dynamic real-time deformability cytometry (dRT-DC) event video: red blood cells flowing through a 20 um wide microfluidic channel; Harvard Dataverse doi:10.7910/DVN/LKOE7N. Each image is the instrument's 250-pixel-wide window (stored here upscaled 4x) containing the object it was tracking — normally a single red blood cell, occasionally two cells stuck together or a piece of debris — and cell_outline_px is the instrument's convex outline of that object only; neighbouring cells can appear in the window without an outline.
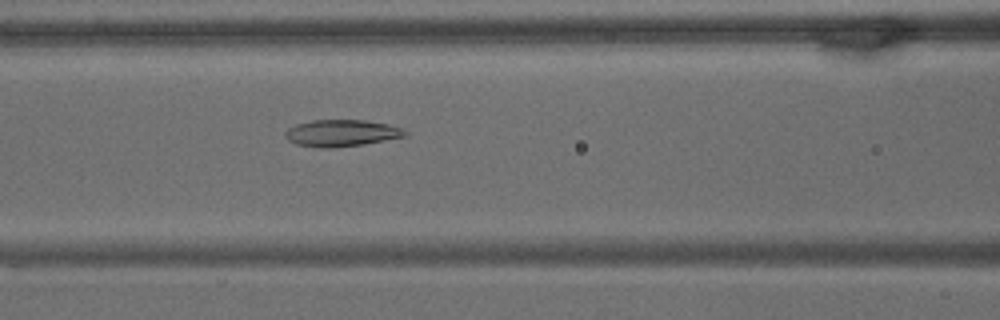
{"species": "common noctule bat (a hibernating species)", "species_latin": "Nyctalus noctula", "temperature_condition": "warm", "stored_images_in_passage": 55, "camera_frame_rate_fps": 3000, "um_per_image_px": 0.085, "animal": {"sex": "male", "body_mass_g": 15.6}, "frame": {"image": 1, "passage_image": 17, "time_ms": 5.333, "image_size_px": [1000, 320], "cell_outline_px": [[408, 132], [404, 136], [364, 144], [332, 148], [316, 148], [296, 144], [288, 140], [284, 136], [284, 132], [288, 128], [296, 124], [312, 120], [368, 120], [388, 124], [400, 128]], "centroid_in_image_um": [28.97, 11.31], "position_along_channel_um": 137.6, "area_um2": 18.73}}
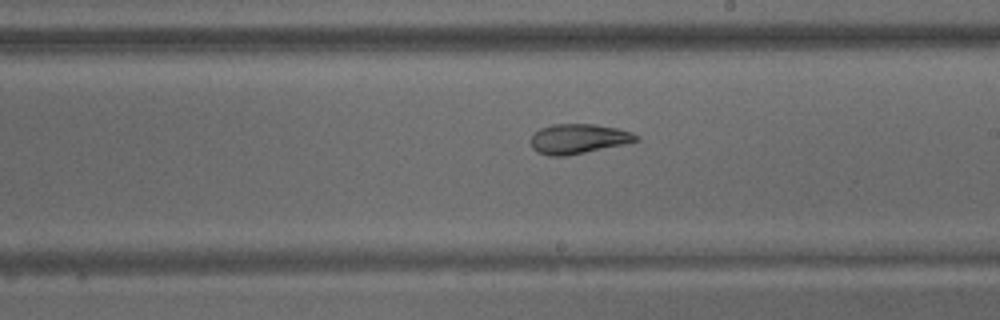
{"frame": {"image": 2, "passage_image": 27, "time_ms": 8.667, "image_size_px": [1000, 320], "cell_outline_px": [[640, 140], [624, 144], [564, 156], [548, 156], [536, 152], [532, 148], [532, 136], [540, 128], [552, 124], [596, 124], [616, 128], [632, 132], [640, 136]], "centroid_in_image_um": [49.17, 11.79], "position_along_channel_um": 239.8, "area_um2": 18.21}}
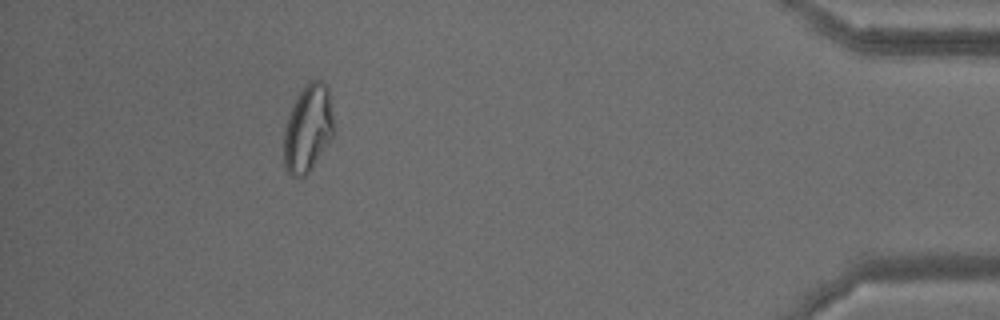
{"frame": {"image": 3, "passage_image": 49, "time_ms": 16.0, "image_size_px": [1000, 320], "cell_outline_px": [[332, 136], [312, 168], [304, 176], [292, 176], [284, 168], [284, 128], [288, 116], [296, 96], [308, 80], [320, 80], [328, 88], [332, 116]], "centroid_in_image_um": [26.14, 10.9], "position_along_channel_um": 409.1, "area_um2": 25.09}, "authors_computed_cell_mechanics": {"area_um2": 21.4438, "velocity_mm_per_s": 3.0714, "shape_relaxation_time_tau1_ms": null, "shape_relaxation_time_tau2_ms": 3.5363, "deformation_change_tau1": null, "deformation_change_tau2": 0.0835}}